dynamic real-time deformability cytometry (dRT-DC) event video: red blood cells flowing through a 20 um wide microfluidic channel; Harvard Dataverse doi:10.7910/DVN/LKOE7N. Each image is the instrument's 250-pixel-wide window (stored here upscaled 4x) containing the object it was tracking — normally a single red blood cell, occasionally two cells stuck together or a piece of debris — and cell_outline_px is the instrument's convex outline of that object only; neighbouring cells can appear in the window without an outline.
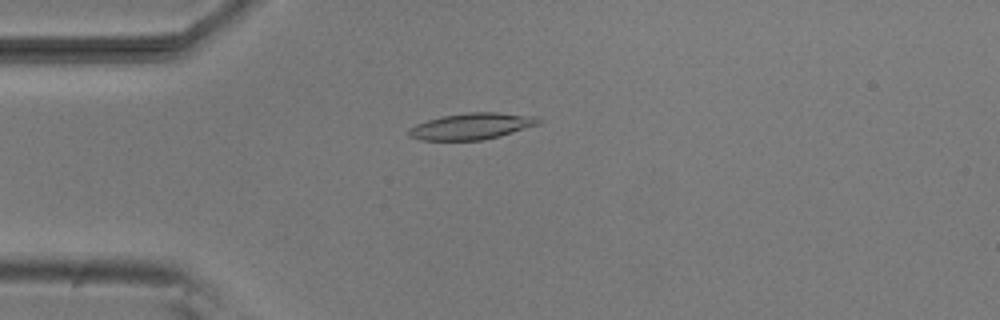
{"species": "common noctule bat (a hibernating species)", "species_latin": "Nyctalus noctula", "temperature_condition": "room temperature", "stored_images_in_passage": 51, "camera_frame_rate_fps": 3000, "um_per_image_px": 0.085, "animal": {"sex": "male", "body_mass_g": 20.5, "forearm_length_mm": 52.5}, "frame": {"image": 1, "passage_image": 11, "time_ms": 3.333, "image_size_px": [1000, 320], "cell_outline_px": [[544, 120], [540, 124], [500, 136], [484, 140], [420, 140], [408, 136], [408, 128], [416, 124], [440, 116], [468, 112], [496, 112], [536, 116]], "centroid_in_image_um": [40.11, 10.72], "position_along_channel_um": 44.9, "area_um2": 20.17}}
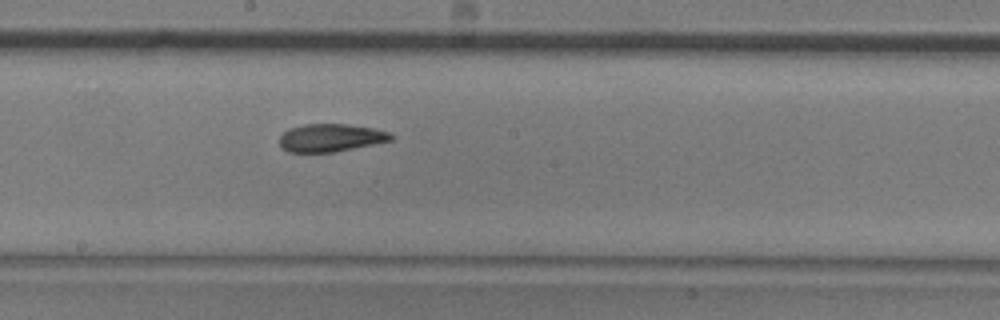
{"frame": {"image": 2, "passage_image": 26, "time_ms": 8.333, "image_size_px": [1000, 320], "cell_outline_px": [[396, 136], [392, 140], [332, 152], [288, 152], [280, 148], [280, 136], [288, 128], [304, 124], [348, 124], [372, 128], [388, 132]], "centroid_in_image_um": [28.07, 11.7], "position_along_channel_um": 220.1, "area_um2": 18.03}}
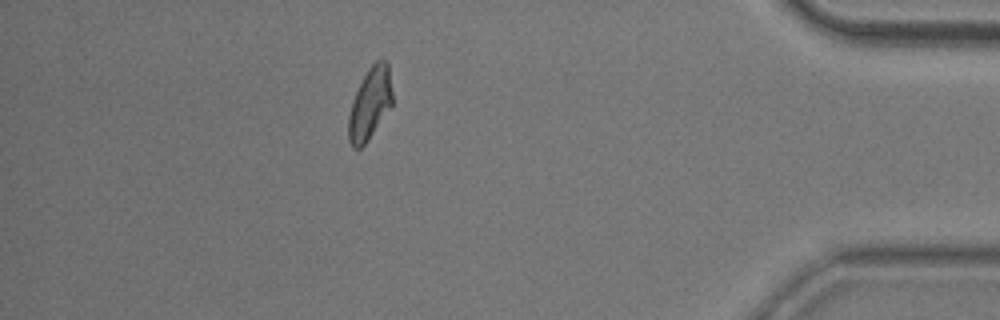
{"frame": {"image": 3, "passage_image": 44, "time_ms": 14.333, "image_size_px": [1000, 320], "cell_outline_px": [[392, 108], [368, 140], [360, 148], [352, 148], [348, 140], [348, 116], [352, 100], [368, 68], [376, 60], [388, 60], [392, 92]], "centroid_in_image_um": [31.46, 8.82], "position_along_channel_um": 403.7, "area_um2": 18.61}}